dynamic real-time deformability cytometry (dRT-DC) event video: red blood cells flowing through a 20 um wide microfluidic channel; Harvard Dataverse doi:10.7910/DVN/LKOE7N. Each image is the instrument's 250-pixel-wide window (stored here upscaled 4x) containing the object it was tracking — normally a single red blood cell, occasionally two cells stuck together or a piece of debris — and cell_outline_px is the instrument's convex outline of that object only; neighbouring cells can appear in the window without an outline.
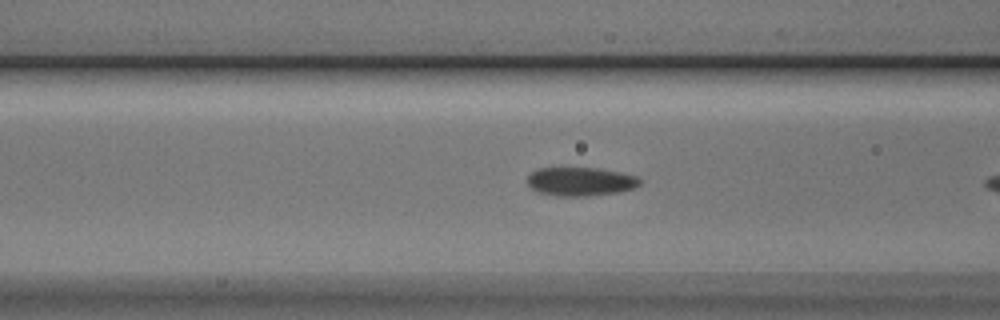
{"species": "Egyptian fruit bat (a non-hibernating species)", "species_latin": "Rousettus aegyptiacus", "temperature_condition": "cold", "stored_images_in_passage": 8, "camera_frame_rate_fps": 3000, "um_per_image_px": 0.085, "animal": {"sex": "male"}, "frame": {"image": 1, "passage_image": 6, "time_ms": 1.667, "image_size_px": [1000, 320], "cell_outline_px": [[640, 184], [632, 188], [620, 192], [588, 196], [556, 196], [536, 192], [528, 184], [528, 176], [532, 172], [540, 168], [600, 168], [640, 176]], "centroid_in_image_um": [49.36, 15.43], "position_along_channel_um": 117.2, "area_um2": 18.9}}